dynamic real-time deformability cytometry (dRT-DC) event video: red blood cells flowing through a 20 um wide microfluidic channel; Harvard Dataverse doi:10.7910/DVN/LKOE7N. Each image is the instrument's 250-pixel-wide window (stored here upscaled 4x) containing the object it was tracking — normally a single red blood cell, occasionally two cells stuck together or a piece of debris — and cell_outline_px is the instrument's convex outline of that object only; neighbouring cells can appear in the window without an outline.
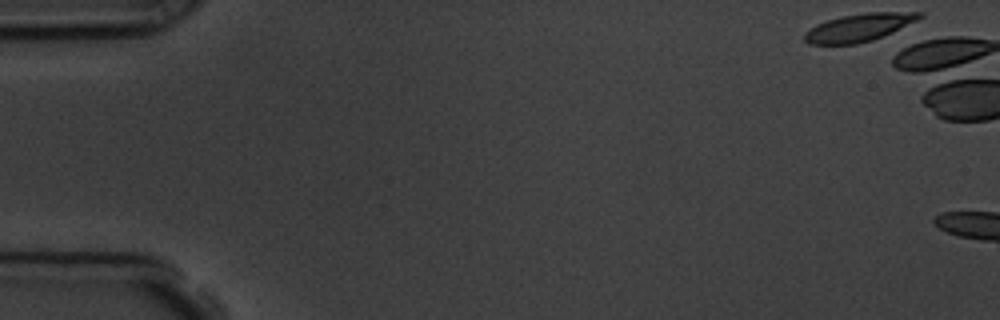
{"species": "common noctule bat (a hibernating species)", "species_latin": "Nyctalus noctula", "temperature_condition": "room temperature", "stored_images_in_passage": 2, "camera_frame_rate_fps": 3000, "um_per_image_px": 0.085, "animal": {"sex": "male", "body_mass_g": 19.5, "forearm_length_mm": 54.6}, "frame": {"image": 1, "passage_image": 1, "time_ms": 0.0, "image_size_px": [1000, 320], "cell_outline_px": [[924, 16], [892, 32], [872, 40], [856, 44], [808, 44], [804, 40], [804, 32], [816, 24], [840, 16], [868, 12], [924, 12]], "centroid_in_image_um": [72.98, 2.33], "position_along_channel_um": 12.0, "area_um2": 18.5}}